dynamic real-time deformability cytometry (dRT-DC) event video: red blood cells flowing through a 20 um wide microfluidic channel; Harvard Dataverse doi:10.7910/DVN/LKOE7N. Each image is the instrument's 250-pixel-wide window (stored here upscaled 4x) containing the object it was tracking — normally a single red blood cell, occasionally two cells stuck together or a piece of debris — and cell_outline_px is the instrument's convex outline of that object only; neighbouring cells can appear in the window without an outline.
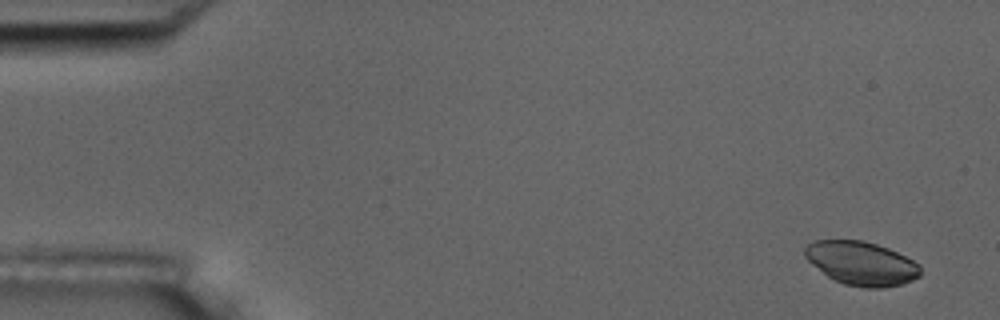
{"species": "common noctule bat (a hibernating species)", "species_latin": "Nyctalus noctula", "temperature_condition": "room temperature", "stored_images_in_passage": 5, "camera_frame_rate_fps": 3000, "um_per_image_px": 0.085, "animal": {"sex": "male", "body_mass_g": 17.5, "forearm_length_mm": 52.3}, "frame": {"image": 1, "passage_image": 1, "time_ms": 0.0, "image_size_px": [1000, 320], "cell_outline_px": [[920, 276], [912, 280], [900, 284], [880, 288], [864, 288], [844, 284], [828, 276], [812, 264], [804, 256], [804, 248], [808, 244], [816, 240], [864, 240], [888, 248], [920, 264]], "centroid_in_image_um": [73.21, 22.38], "position_along_channel_um": 11.8, "area_um2": 29.25}}